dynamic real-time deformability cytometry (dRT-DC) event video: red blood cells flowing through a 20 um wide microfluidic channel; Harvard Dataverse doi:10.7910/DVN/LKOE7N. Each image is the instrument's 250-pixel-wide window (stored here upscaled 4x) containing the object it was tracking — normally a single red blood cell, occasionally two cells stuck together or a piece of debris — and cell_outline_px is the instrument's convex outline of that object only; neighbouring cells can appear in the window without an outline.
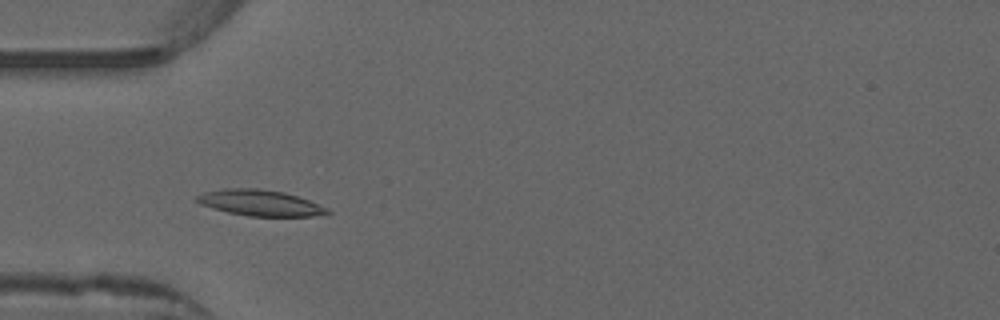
{"species": "common noctule bat (a hibernating species)", "species_latin": "Nyctalus noctula", "temperature_condition": "warm", "stored_images_in_passage": 42, "camera_frame_rate_fps": 3000, "um_per_image_px": 0.085, "animal": {"sex": "male", "forearm_length_mm": 52.5}, "frame": {"image": 1, "passage_image": 6, "time_ms": 1.667, "image_size_px": [1000, 320], "cell_outline_px": [[332, 212], [328, 216], [248, 216], [228, 212], [200, 204], [196, 200], [196, 196], [204, 192], [224, 188], [256, 188], [284, 192], [308, 200], [328, 208]], "centroid_in_image_um": [22.15, 17.25], "position_along_channel_um": 62.8, "area_um2": 19.77}}
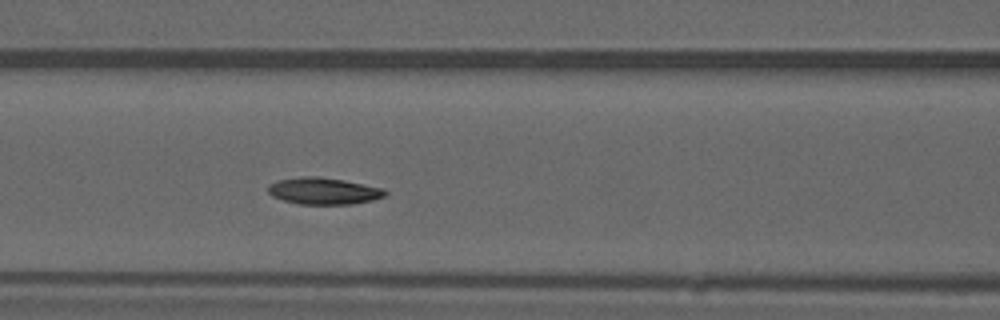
{"frame": {"image": 2, "passage_image": 12, "time_ms": 3.667, "image_size_px": [1000, 320], "cell_outline_px": [[388, 192], [384, 196], [372, 200], [352, 204], [300, 204], [284, 200], [272, 196], [268, 192], [268, 184], [280, 180], [300, 176], [316, 176], [344, 180], [384, 188]], "centroid_in_image_um": [27.51, 16.23], "position_along_channel_um": 139.1, "area_um2": 18.21}}
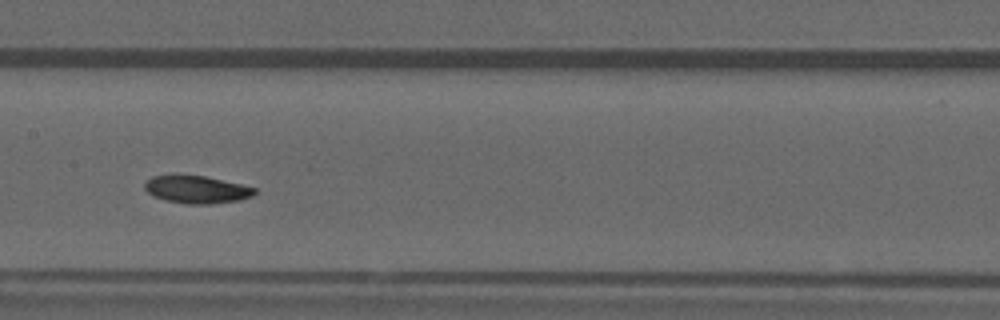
{"frame": {"image": 3, "passage_image": 16, "time_ms": 5.0, "image_size_px": [1000, 320], "cell_outline_px": [[256, 192], [252, 196], [240, 200], [212, 204], [188, 204], [164, 200], [152, 196], [144, 188], [144, 184], [152, 176], [172, 172], [180, 172], [204, 176], [240, 184], [256, 188]], "centroid_in_image_um": [16.64, 16.07], "position_along_channel_um": 190.8, "area_um2": 18.32}, "authors_computed_cell_mechanics": {"area_um2": 17.8024, "velocity_mm_per_s": 3.8873, "shape_relaxation_time_tau1_ms": 3.3956, "shape_relaxation_time_tau2_ms": 9.3774, "deformation_change_tau1": 0.1192, "deformation_change_tau2": 0.1502}}